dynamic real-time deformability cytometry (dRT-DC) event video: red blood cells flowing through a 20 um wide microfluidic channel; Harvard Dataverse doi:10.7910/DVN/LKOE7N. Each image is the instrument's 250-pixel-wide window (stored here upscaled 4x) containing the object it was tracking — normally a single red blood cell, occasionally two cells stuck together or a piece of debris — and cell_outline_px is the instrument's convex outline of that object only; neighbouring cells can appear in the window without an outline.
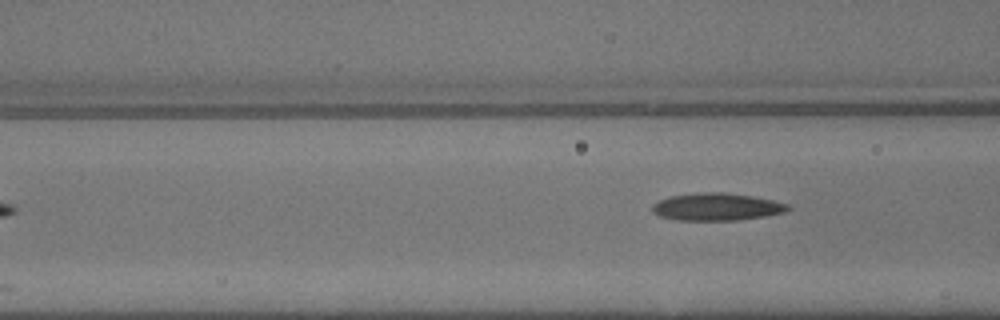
{"species": "common noctule bat (a hibernating species)", "species_latin": "Nyctalus noctula", "temperature_condition": "warm", "stored_images_in_passage": 3, "camera_frame_rate_fps": 3000, "um_per_image_px": 0.085, "animal": {"sex": "male", "body_mass_g": 13.3}, "frame": {"image": 1, "passage_image": 3, "time_ms": 0.667, "image_size_px": [1000, 320], "cell_outline_px": [[792, 208], [784, 212], [764, 216], [740, 220], [676, 220], [660, 216], [652, 212], [652, 204], [660, 200], [672, 196], [700, 192], [724, 192], [752, 196], [772, 200], [788, 204]], "centroid_in_image_um": [60.92, 17.58], "position_along_channel_um": 105.7, "area_um2": 21.62}}